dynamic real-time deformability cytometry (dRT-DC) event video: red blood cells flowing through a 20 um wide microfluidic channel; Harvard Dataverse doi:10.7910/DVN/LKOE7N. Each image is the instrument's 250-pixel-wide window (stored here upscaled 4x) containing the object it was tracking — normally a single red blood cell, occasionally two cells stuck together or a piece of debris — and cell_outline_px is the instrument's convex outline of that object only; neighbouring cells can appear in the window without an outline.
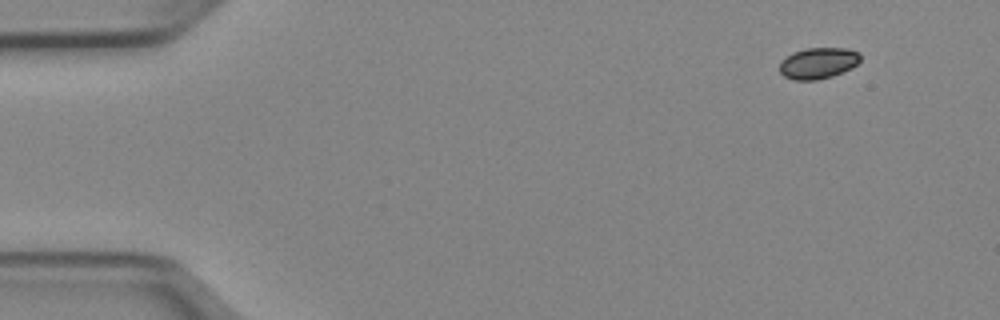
{"species": "Egyptian fruit bat (a non-hibernating species)", "species_latin": "Rousettus aegyptiacus", "temperature_condition": "cold", "stored_images_in_passage": 48, "camera_frame_rate_fps": 3000, "um_per_image_px": 0.085, "animal": {"sex": "female"}, "frame": {"image": 1, "passage_image": 1, "time_ms": 0.0, "image_size_px": [1000, 320], "cell_outline_px": [[860, 60], [852, 68], [832, 76], [816, 80], [792, 80], [784, 76], [780, 72], [780, 60], [792, 52], [804, 48], [844, 48], [860, 52]], "centroid_in_image_um": [69.52, 5.36], "position_along_channel_um": 15.5, "area_um2": 14.8}}
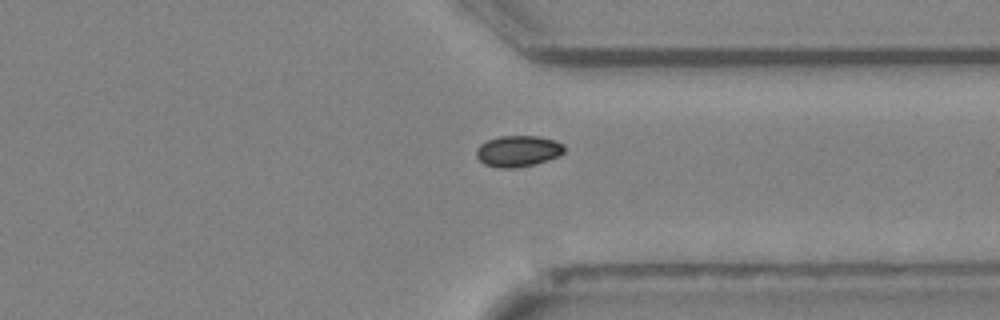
{"frame": {"image": 2, "passage_image": 36, "time_ms": 11.667, "image_size_px": [1000, 320], "cell_outline_px": [[564, 152], [560, 156], [536, 164], [516, 168], [496, 168], [484, 164], [476, 156], [476, 148], [480, 144], [488, 140], [500, 136], [540, 136], [556, 140], [564, 144]], "centroid_in_image_um": [44.05, 12.85], "position_along_channel_um": 367.3, "area_um2": 16.24}}
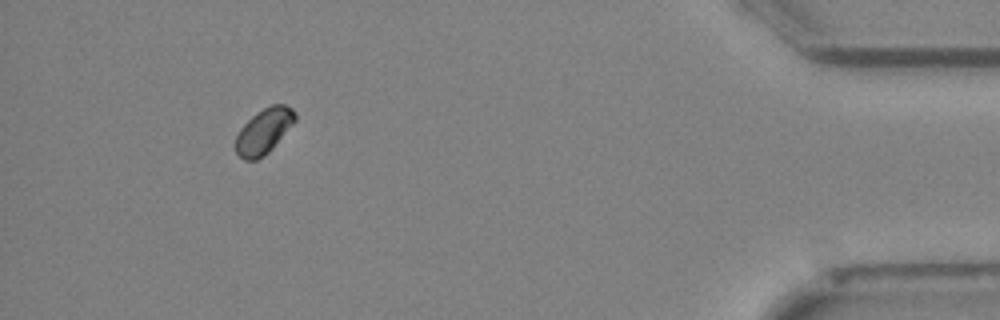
{"frame": {"image": 3, "passage_image": 44, "time_ms": 14.333, "image_size_px": [1000, 320], "cell_outline_px": [[296, 120], [272, 148], [264, 156], [256, 160], [244, 160], [236, 152], [236, 136], [240, 128], [256, 112], [272, 104], [284, 104], [292, 108], [296, 112]], "centroid_in_image_um": [22.43, 11.13], "position_along_channel_um": 412.8, "area_um2": 15.55}}